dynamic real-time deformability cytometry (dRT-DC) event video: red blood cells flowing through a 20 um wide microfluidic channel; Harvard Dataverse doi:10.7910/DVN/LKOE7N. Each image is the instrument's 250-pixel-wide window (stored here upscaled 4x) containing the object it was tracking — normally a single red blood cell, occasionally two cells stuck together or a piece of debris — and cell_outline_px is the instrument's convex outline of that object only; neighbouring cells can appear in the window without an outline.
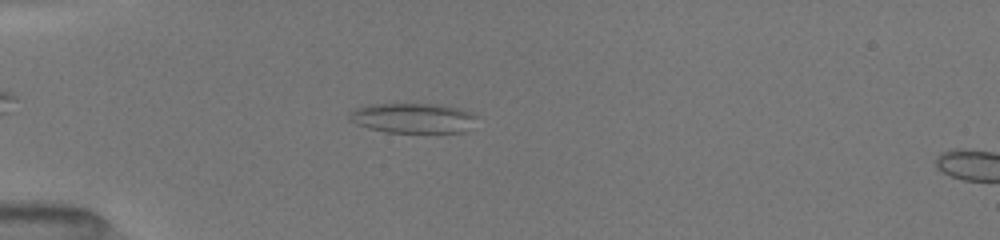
{"species": "common noctule bat (a hibernating species)", "species_latin": "Nyctalus noctula", "temperature_condition": "room temperature", "stored_images_in_passage": 6, "camera_frame_rate_fps": 3000, "um_per_image_px": 0.085, "animal": {"sex": "female", "body_mass_g": 19.5, "forearm_length_mm": 54.1}, "frame": {"image": 1, "passage_image": 2, "time_ms": 0.333, "image_size_px": [1000, 240], "cell_outline_px": [[472, 116], [460, 132], [388, 132], [372, 128], [360, 124], [352, 120], [352, 112], [360, 108], [372, 104], [440, 104], [456, 108]], "centroid_in_image_um": [35.0, 10.02], "position_along_channel_um": 50.0, "area_um2": 20.58}}